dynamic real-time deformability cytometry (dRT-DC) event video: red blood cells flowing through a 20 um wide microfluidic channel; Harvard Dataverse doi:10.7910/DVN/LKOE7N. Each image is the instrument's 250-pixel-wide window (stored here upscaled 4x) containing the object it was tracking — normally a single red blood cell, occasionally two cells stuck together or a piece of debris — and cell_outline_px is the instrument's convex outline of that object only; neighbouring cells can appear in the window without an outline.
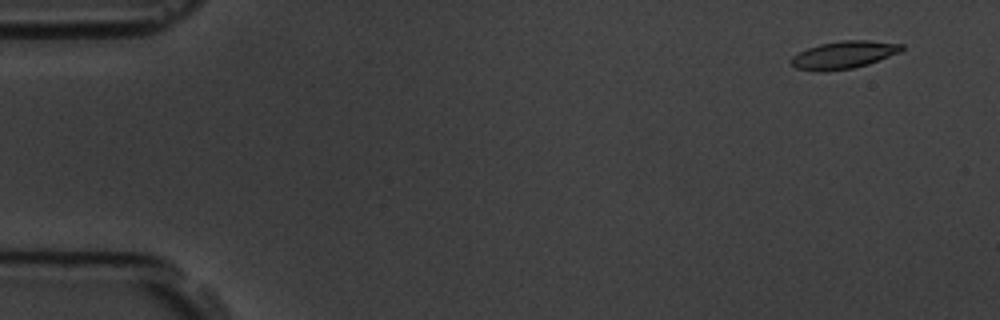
{"species": "common noctule bat (a hibernating species)", "species_latin": "Nyctalus noctula", "temperature_condition": "room temperature", "stored_images_in_passage": 59, "camera_frame_rate_fps": 3000, "um_per_image_px": 0.085, "animal": {"sex": "male", "body_mass_g": 19.5, "forearm_length_mm": 54.6}, "frame": {"image": 1, "passage_image": 4, "time_ms": 1.0, "image_size_px": [1000, 320], "cell_outline_px": [[904, 48], [900, 52], [868, 64], [852, 68], [828, 72], [816, 72], [796, 68], [792, 64], [792, 56], [808, 48], [820, 44], [840, 40], [868, 40], [904, 44]], "centroid_in_image_um": [71.73, 4.67], "position_along_channel_um": 13.3, "area_um2": 17.8}}
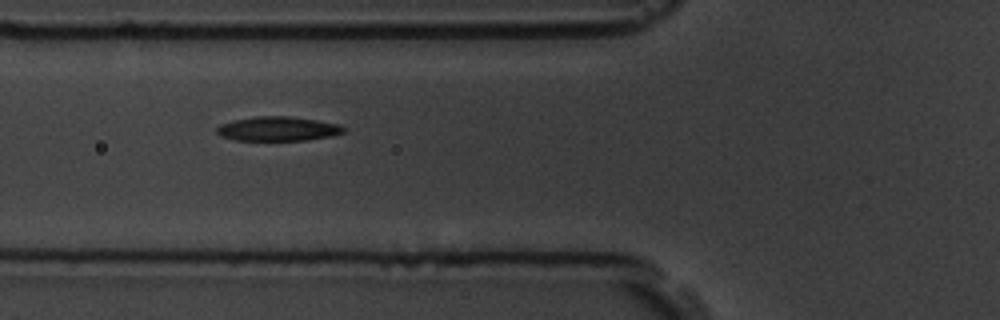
{"frame": {"image": 2, "passage_image": 22, "time_ms": 7.0, "image_size_px": [1000, 320], "cell_outline_px": [[348, 128], [344, 132], [332, 136], [308, 140], [236, 140], [220, 136], [216, 132], [216, 128], [220, 124], [236, 120], [256, 116], [288, 116], [316, 120], [340, 124]], "centroid_in_image_um": [23.66, 10.95], "position_along_channel_um": 102.1, "area_um2": 18.03}}
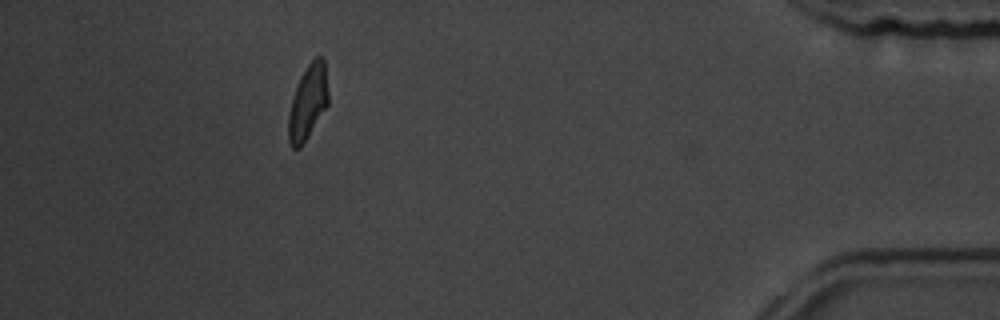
{"frame": {"image": 3, "passage_image": 53, "time_ms": 17.333, "image_size_px": [1000, 320], "cell_outline_px": [[328, 104], [308, 136], [300, 148], [292, 148], [288, 140], [288, 116], [292, 100], [300, 76], [308, 64], [316, 56], [320, 56], [324, 60], [328, 92]], "centroid_in_image_um": [26.16, 8.69], "position_along_channel_um": 409.0, "area_um2": 17.05}, "authors_computed_cell_mechanics": {"area_um2": 17.8602, "velocity_mm_per_s": 3.5072, "shape_relaxation_time_tau1_ms": 3.9527, "shape_relaxation_time_tau2_ms": 3.1494, "deformation_change_tau1": 0.1535, "deformation_change_tau2": 0.0911}}